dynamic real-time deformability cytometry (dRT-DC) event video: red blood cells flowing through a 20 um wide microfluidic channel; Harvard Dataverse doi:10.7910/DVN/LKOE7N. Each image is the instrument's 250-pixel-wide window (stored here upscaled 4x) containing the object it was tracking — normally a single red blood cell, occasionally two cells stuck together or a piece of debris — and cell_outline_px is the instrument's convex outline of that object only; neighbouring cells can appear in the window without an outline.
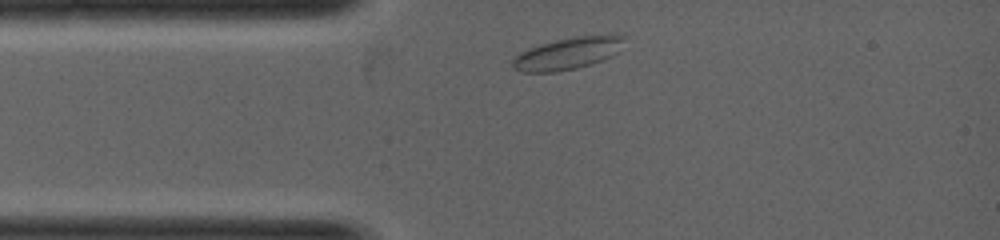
{"species": "common noctule bat (a hibernating species)", "species_latin": "Nyctalus noctula", "temperature_condition": "warm", "stored_images_in_passage": 2, "camera_frame_rate_fps": 5000, "um_per_image_px": 0.085, "animal": {"sex": "female", "body_mass_g": 19.0, "forearm_length_mm": 53.3}, "frame": {"image": 1, "passage_image": 1, "time_ms": 0.0, "image_size_px": [1000, 240], "cell_outline_px": [[628, 36], [620, 52], [612, 56], [592, 64], [576, 68], [556, 72], [520, 72], [512, 68], [512, 60], [516, 56], [540, 44], [556, 40], [580, 36]], "centroid_in_image_um": [48.3, 4.56], "position_along_channel_um": 36.7, "area_um2": 20.58}}